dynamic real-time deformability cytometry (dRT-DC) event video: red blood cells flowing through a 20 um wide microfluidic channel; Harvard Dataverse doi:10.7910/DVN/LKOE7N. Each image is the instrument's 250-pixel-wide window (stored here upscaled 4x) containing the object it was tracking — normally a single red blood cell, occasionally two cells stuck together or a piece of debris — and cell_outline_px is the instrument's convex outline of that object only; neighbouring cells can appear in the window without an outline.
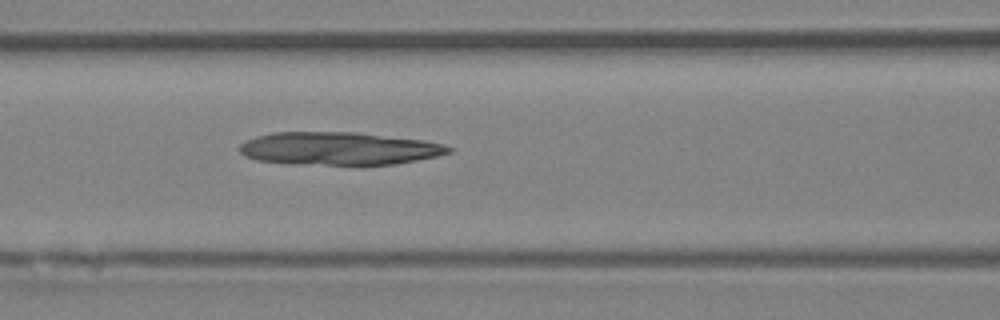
{"species": "Egyptian fruit bat (a non-hibernating species)", "species_latin": "Rousettus aegyptiacus", "temperature_condition": "room temperature", "stored_images_in_passage": 36, "camera_frame_rate_fps": 3000, "um_per_image_px": 0.085, "animal": {"sex": "female"}, "frame": {"image": 1, "passage_image": 14, "time_ms": 4.333, "image_size_px": [1000, 320], "cell_outline_px": [[452, 152], [436, 156], [396, 164], [292, 164], [256, 160], [244, 156], [240, 152], [240, 144], [244, 140], [256, 136], [272, 132], [356, 132], [424, 140], [440, 144], [452, 148]], "centroid_in_image_um": [28.75, 12.62], "position_along_channel_um": 137.9, "area_um2": 40.0}}
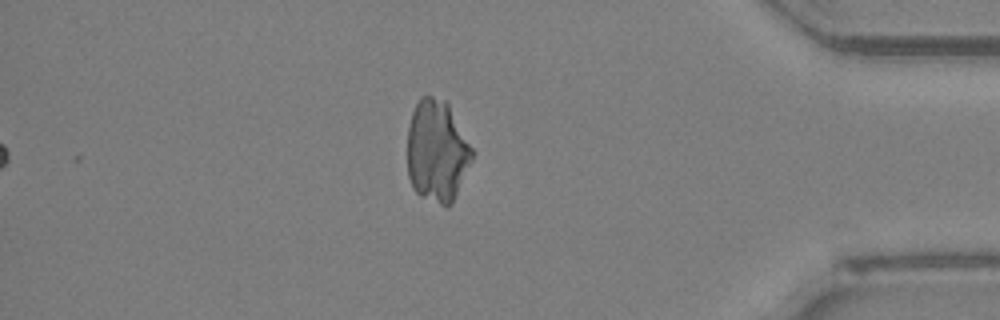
{"frame": {"image": 2, "passage_image": 36, "time_ms": 11.667, "image_size_px": [1000, 320], "cell_outline_px": [[476, 152], [452, 204], [448, 208], [444, 208], [420, 196], [412, 188], [408, 176], [408, 128], [412, 112], [420, 96], [432, 96], [448, 100]], "centroid_in_image_um": [37.18, 12.84], "position_along_channel_um": 398.0, "area_um2": 39.59}}